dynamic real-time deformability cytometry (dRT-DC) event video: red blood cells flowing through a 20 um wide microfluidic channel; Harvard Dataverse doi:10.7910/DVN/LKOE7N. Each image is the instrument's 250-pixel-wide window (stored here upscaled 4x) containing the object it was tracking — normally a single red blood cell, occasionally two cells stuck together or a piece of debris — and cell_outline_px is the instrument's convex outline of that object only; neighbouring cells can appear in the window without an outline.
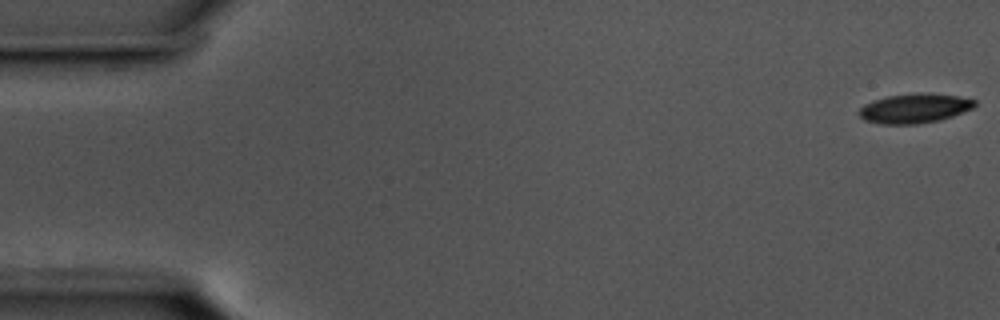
{"species": "common noctule bat (a hibernating species)", "species_latin": "Nyctalus noctula", "temperature_condition": "cold", "stored_images_in_passage": 56, "camera_frame_rate_fps": 3000, "um_per_image_px": 0.085, "animal": {"sex": "male", "body_mass_g": 17.5, "forearm_length_mm": 52.3}, "frame": {"image": 1, "passage_image": 1, "time_ms": 0.0, "image_size_px": [1000, 320], "cell_outline_px": [[976, 104], [972, 108], [952, 116], [936, 120], [912, 124], [884, 124], [868, 120], [860, 116], [860, 108], [864, 104], [888, 96], [956, 96], [976, 100]], "centroid_in_image_um": [77.72, 9.25], "position_along_channel_um": 7.3, "area_um2": 18.32}}
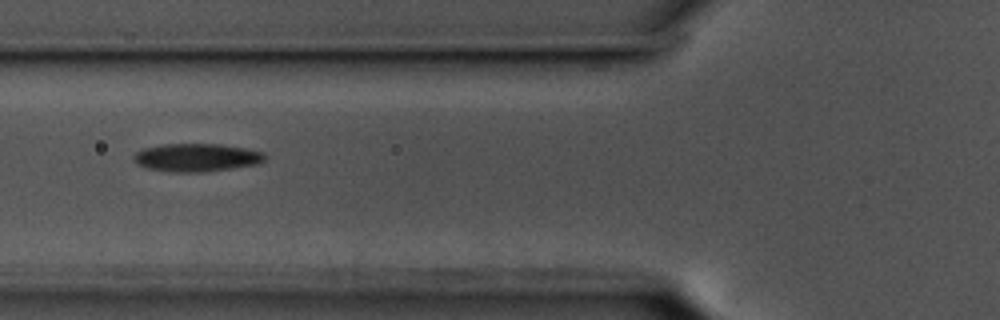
{"frame": {"image": 2, "passage_image": 21, "time_ms": 6.667, "image_size_px": [1000, 320], "cell_outline_px": [[264, 160], [252, 164], [228, 168], [184, 172], [180, 172], [148, 168], [140, 164], [132, 156], [136, 152], [144, 148], [164, 144], [216, 144], [264, 152]], "centroid_in_image_um": [16.65, 13.36], "position_along_channel_um": 109.2, "area_um2": 20.35}}
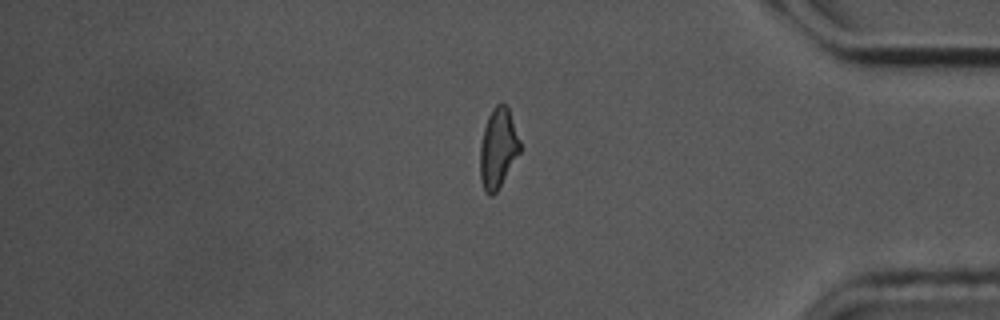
{"frame": {"image": 3, "passage_image": 47, "time_ms": 15.333, "image_size_px": [1000, 320], "cell_outline_px": [[520, 152], [496, 192], [492, 196], [488, 196], [484, 192], [480, 180], [480, 144], [484, 128], [488, 116], [492, 108], [496, 104], [504, 104], [508, 108], [520, 140]], "centroid_in_image_um": [42.31, 12.63], "position_along_channel_um": 392.9, "area_um2": 18.5}, "authors_computed_cell_mechanics": {"area_um2": 19.3341, "velocity_mm_per_s": 3.5859, "shape_relaxation_time_tau1_ms": 5.1931, "shape_relaxation_time_tau2_ms": 4.7462, "deformation_change_tau1": 0.1525, "deformation_change_tau2": 0.1371}}